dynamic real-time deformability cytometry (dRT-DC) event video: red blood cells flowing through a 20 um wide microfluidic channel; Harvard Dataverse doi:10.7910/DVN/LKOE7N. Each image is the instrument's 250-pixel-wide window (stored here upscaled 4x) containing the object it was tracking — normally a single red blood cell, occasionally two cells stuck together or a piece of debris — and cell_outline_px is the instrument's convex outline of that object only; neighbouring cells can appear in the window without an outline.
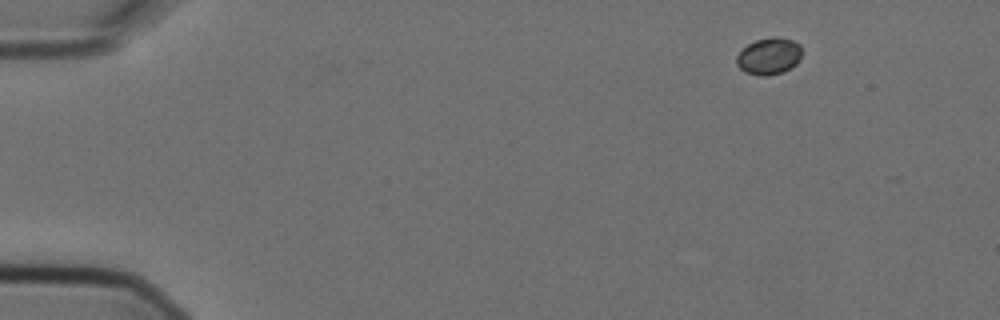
{"species": "Egyptian fruit bat (a non-hibernating species)", "species_latin": "Rousettus aegyptiacus", "temperature_condition": "cold", "stored_images_in_passage": 2, "camera_frame_rate_fps": 3000, "um_per_image_px": 0.085, "animal": {"sex": "female"}, "frame": {"image": 1, "passage_image": 2, "time_ms": 0.333, "image_size_px": [1000, 320], "cell_outline_px": [[800, 56], [796, 64], [784, 72], [764, 76], [760, 76], [744, 72], [736, 64], [736, 56], [748, 44], [756, 40], [772, 36], [776, 36], [792, 40], [800, 44]], "centroid_in_image_um": [65.34, 4.77], "position_along_channel_um": 19.7, "area_um2": 13.99}}